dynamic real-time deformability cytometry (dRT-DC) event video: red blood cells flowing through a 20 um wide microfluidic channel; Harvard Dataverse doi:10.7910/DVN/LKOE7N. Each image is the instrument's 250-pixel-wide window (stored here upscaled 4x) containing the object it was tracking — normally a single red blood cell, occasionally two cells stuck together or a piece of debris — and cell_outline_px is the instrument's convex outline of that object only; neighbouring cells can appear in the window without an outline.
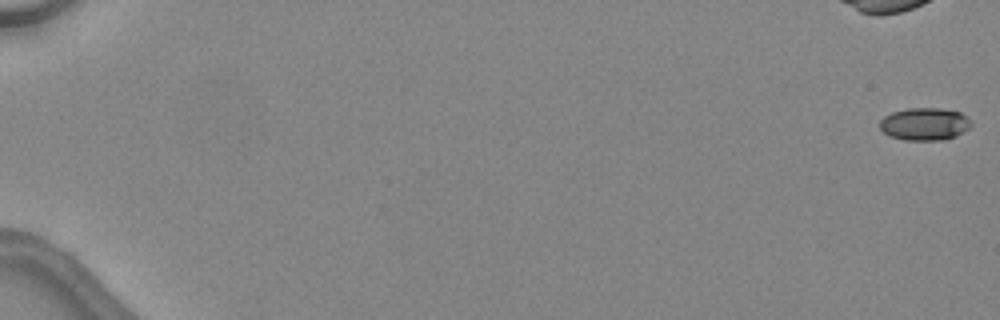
{"species": "common noctule bat (a hibernating species)", "species_latin": "Nyctalus noctula", "temperature_condition": "warm", "stored_images_in_passage": 13, "camera_frame_rate_fps": 3000, "um_per_image_px": 0.085, "animal": {"sex": "female", "body_mass_g": 24.6, "forearm_length_mm": 56.2}, "frame": {"image": 1, "passage_image": 1, "time_ms": 0.0, "image_size_px": [1000, 320], "cell_outline_px": [[972, 124], [968, 128], [956, 136], [940, 140], [904, 140], [888, 136], [880, 128], [880, 120], [884, 116], [892, 112], [908, 108], [940, 108], [960, 112]], "centroid_in_image_um": [78.55, 10.54], "position_along_channel_um": 6.5, "area_um2": 17.22}}